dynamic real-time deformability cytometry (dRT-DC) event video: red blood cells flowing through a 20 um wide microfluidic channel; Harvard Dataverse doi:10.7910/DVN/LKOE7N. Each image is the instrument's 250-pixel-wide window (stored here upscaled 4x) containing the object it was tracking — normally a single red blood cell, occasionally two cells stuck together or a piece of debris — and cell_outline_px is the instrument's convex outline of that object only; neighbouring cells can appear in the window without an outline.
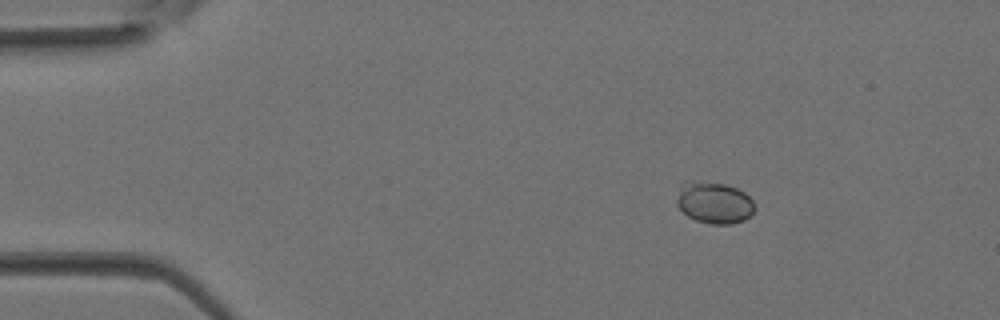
{"species": "Egyptian fruit bat (a non-hibernating species)", "species_latin": "Rousettus aegyptiacus", "temperature_condition": "room temperature", "stored_images_in_passage": 3, "camera_frame_rate_fps": 3000, "um_per_image_px": 0.085, "animal": {"sex": "female"}, "frame": {"image": 1, "passage_image": 2, "time_ms": 0.333, "image_size_px": [1000, 320], "cell_outline_px": [[756, 208], [744, 220], [732, 224], [708, 224], [696, 220], [688, 216], [676, 204], [676, 200], [680, 184], [684, 180], [692, 180], [724, 184], [736, 188], [744, 192], [752, 200]], "centroid_in_image_um": [60.67, 17.21], "position_along_channel_um": 24.3, "area_um2": 19.07}}
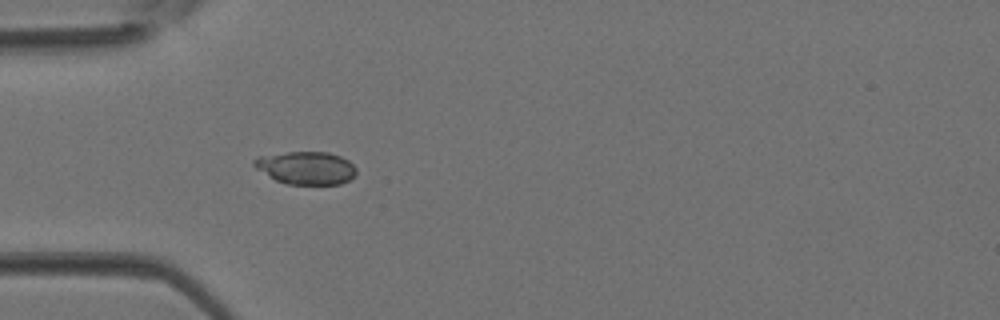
{"frame": {"image": 2, "passage_image": 3, "time_ms": 0.667, "image_size_px": [1000, 320], "cell_outline_px": [[356, 172], [348, 180], [340, 184], [288, 184], [276, 180], [256, 168], [252, 164], [252, 160], [256, 156], [288, 152], [328, 152], [340, 156], [348, 160], [356, 168]], "centroid_in_image_um": [25.99, 14.26], "position_along_channel_um": 59.0, "area_um2": 19.48}}